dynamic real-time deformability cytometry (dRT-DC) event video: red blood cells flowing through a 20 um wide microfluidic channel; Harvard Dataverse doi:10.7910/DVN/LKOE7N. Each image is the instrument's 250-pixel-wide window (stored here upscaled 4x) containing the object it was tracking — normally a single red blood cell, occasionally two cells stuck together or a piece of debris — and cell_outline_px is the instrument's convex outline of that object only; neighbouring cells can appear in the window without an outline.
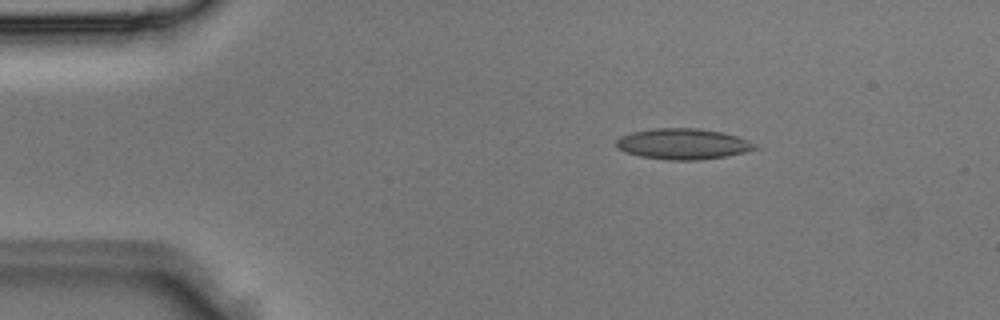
{"species": "Egyptian fruit bat (a non-hibernating species)", "species_latin": "Rousettus aegyptiacus", "temperature_condition": "room temperature", "stored_images_in_passage": 3, "camera_frame_rate_fps": 3000, "um_per_image_px": 0.085, "animal": {"sex": "male"}, "frame": {"image": 1, "passage_image": 2, "time_ms": 0.333, "image_size_px": [1000, 320], "cell_outline_px": [[756, 148], [744, 152], [724, 156], [700, 160], [668, 160], [640, 156], [624, 152], [616, 148], [616, 140], [620, 136], [632, 132], [652, 128], [700, 128], [724, 132], [748, 140], [756, 144]], "centroid_in_image_um": [58.01, 12.23], "position_along_channel_um": 27.0, "area_um2": 24.97}}
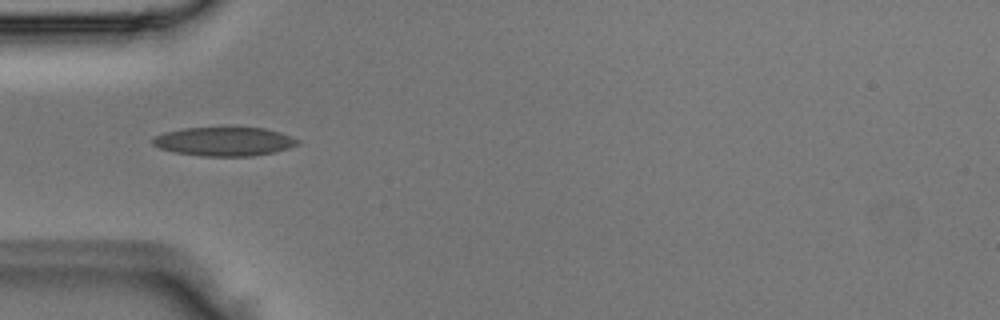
{"frame": {"image": 2, "passage_image": 3, "time_ms": 0.667, "image_size_px": [1000, 320], "cell_outline_px": [[300, 144], [288, 148], [272, 152], [252, 156], [200, 156], [172, 152], [160, 148], [152, 144], [152, 140], [156, 136], [164, 132], [180, 128], [264, 128], [280, 132], [292, 136], [300, 140]], "centroid_in_image_um": [19.05, 12.03], "position_along_channel_um": 65.9, "area_um2": 24.39}}